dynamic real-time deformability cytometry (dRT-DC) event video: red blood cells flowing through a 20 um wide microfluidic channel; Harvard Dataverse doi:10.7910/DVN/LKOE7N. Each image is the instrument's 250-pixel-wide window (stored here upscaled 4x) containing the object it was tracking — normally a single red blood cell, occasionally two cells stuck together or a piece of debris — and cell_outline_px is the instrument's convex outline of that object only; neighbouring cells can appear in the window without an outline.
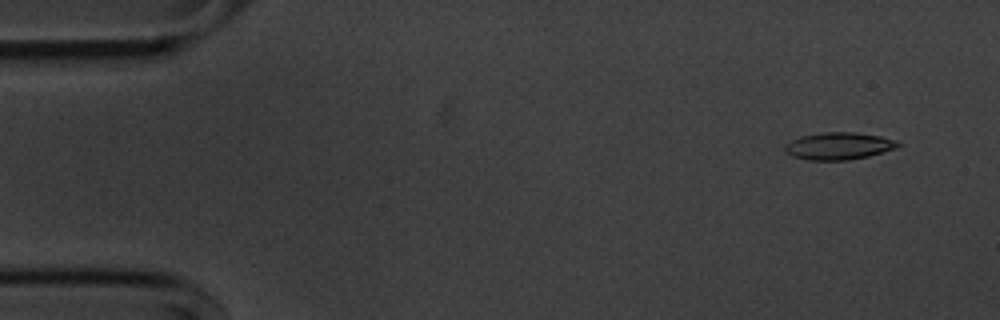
{"species": "common noctule bat (a hibernating species)", "species_latin": "Nyctalus noctula", "temperature_condition": "cold", "stored_images_in_passage": 12, "camera_frame_rate_fps": 3000, "um_per_image_px": 0.085, "animal": {"sex": "male", "body_mass_g": 20.1, "forearm_length_mm": 53.5}, "frame": {"image": 1, "passage_image": 4, "time_ms": 1.0, "image_size_px": [1000, 320], "cell_outline_px": [[900, 144], [896, 148], [868, 156], [848, 160], [808, 160], [792, 156], [784, 152], [784, 144], [800, 136], [824, 132], [856, 132], [880, 136], [896, 140]], "centroid_in_image_um": [71.25, 12.41], "position_along_channel_um": 13.7, "area_um2": 17.98}}